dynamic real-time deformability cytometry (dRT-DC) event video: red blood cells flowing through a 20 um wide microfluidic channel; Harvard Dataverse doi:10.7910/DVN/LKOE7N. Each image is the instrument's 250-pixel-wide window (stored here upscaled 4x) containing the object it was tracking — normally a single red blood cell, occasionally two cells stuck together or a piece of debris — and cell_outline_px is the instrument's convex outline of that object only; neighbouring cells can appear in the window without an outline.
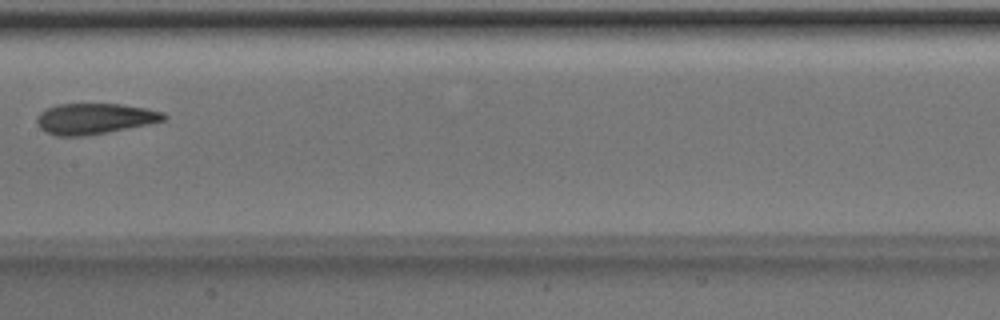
{"species": "Egyptian fruit bat (a non-hibernating species)", "species_latin": "Rousettus aegyptiacus", "temperature_condition": "room temperature", "stored_images_in_passage": 9, "camera_frame_rate_fps": 3000, "um_per_image_px": 0.085, "animal": {"sex": "male"}, "frame": {"image": 1, "passage_image": 8, "time_ms": 2.333, "image_size_px": [1000, 320], "cell_outline_px": [[168, 116], [164, 120], [152, 124], [88, 136], [56, 136], [40, 128], [36, 124], [36, 116], [40, 112], [56, 104], [120, 104], [144, 108], [164, 112]], "centroid_in_image_um": [8.05, 10.1], "position_along_channel_um": 199.4, "area_um2": 23.0}}
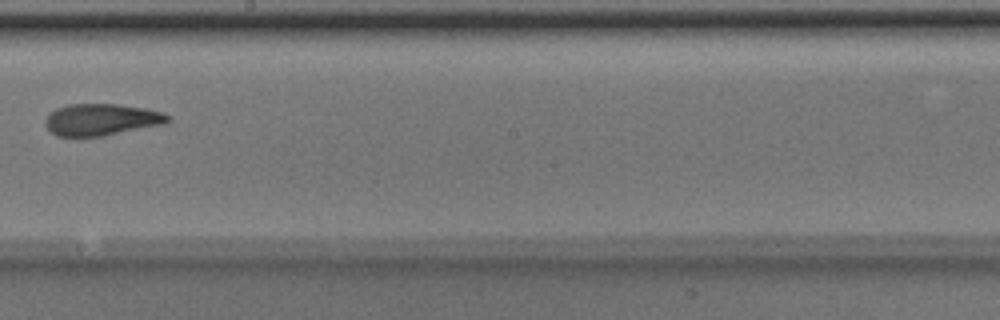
{"frame": {"image": 2, "passage_image": 9, "time_ms": 2.667, "image_size_px": [1000, 320], "cell_outline_px": [[172, 120], [168, 124], [104, 136], [56, 136], [44, 124], [44, 120], [48, 112], [56, 108], [68, 104], [120, 104], [144, 108], [164, 112], [172, 116]], "centroid_in_image_um": [8.68, 10.16], "position_along_channel_um": 239.5, "area_um2": 23.24}}